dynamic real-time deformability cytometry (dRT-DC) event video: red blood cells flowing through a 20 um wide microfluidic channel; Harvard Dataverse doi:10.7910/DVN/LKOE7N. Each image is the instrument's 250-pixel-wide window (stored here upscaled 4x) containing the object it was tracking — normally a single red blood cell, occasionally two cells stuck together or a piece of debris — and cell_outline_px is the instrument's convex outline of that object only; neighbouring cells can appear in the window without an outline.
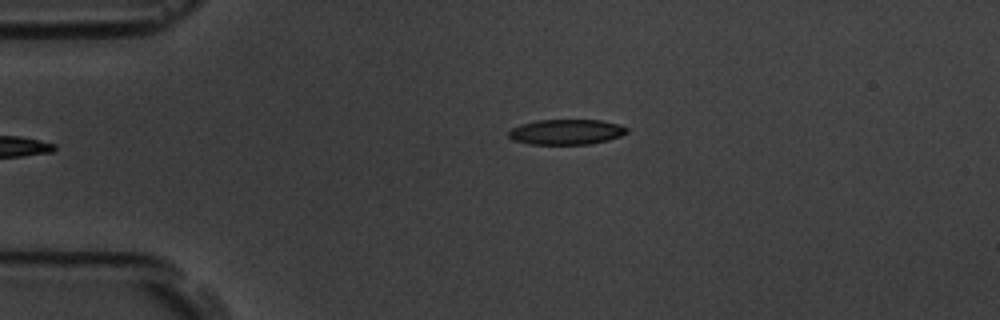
{"species": "common noctule bat (a hibernating species)", "species_latin": "Nyctalus noctula", "temperature_condition": "room temperature", "stored_images_in_passage": 4, "camera_frame_rate_fps": 3000, "um_per_image_px": 0.085, "animal": {"sex": "male", "body_mass_g": 19.5, "forearm_length_mm": 54.6}, "frame": {"image": 1, "passage_image": 4, "time_ms": 3.333, "image_size_px": [1000, 320], "cell_outline_px": [[628, 132], [620, 136], [608, 140], [592, 144], [528, 144], [512, 140], [508, 136], [508, 132], [512, 128], [520, 124], [536, 120], [600, 120], [620, 124], [628, 128]], "centroid_in_image_um": [48.13, 11.21], "position_along_channel_um": 36.9, "area_um2": 17.57}}